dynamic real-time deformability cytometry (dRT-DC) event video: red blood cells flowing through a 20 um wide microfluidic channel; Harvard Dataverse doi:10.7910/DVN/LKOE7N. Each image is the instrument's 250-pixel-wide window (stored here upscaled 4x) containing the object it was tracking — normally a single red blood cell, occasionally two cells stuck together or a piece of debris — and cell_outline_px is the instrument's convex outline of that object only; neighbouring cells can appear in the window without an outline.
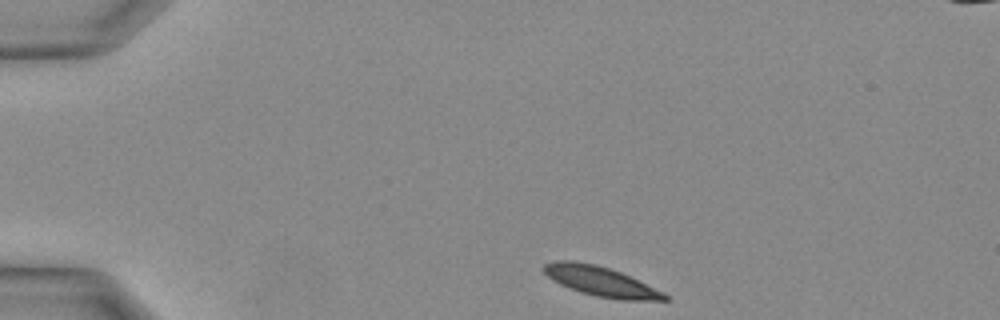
{"species": "Egyptian fruit bat (a non-hibernating species)", "species_latin": "Rousettus aegyptiacus", "temperature_condition": "warm", "stored_images_in_passage": 28, "camera_frame_rate_fps": 3000, "um_per_image_px": 0.085, "animal": {"sex": "female"}, "frame": {"image": 1, "passage_image": 1, "time_ms": 0.0, "image_size_px": [1000, 320], "cell_outline_px": [[668, 300], [624, 300], [596, 296], [580, 292], [560, 284], [548, 276], [540, 268], [544, 264], [552, 260], [572, 260], [596, 264], [620, 272], [664, 292], [668, 296]], "centroid_in_image_um": [51.02, 23.9], "position_along_channel_um": 34.0, "area_um2": 20.81}}
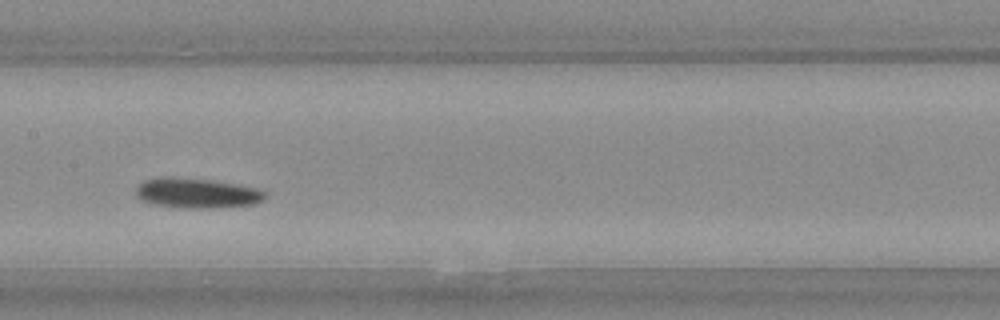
{"frame": {"image": 2, "passage_image": 12, "time_ms": 3.667, "image_size_px": [1000, 320], "cell_outline_px": [[264, 200], [256, 204], [212, 208], [184, 208], [156, 204], [140, 200], [136, 196], [136, 184], [144, 180], [160, 176], [172, 176], [216, 180], [264, 188]], "centroid_in_image_um": [16.75, 16.38], "position_along_channel_um": 190.7, "area_um2": 23.24}}
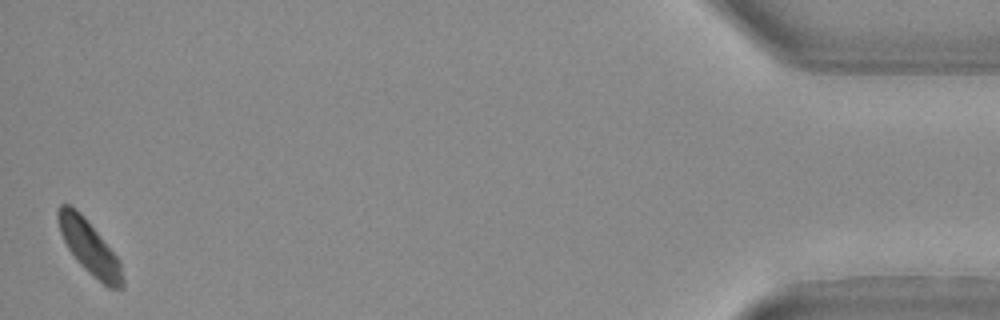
{"frame": {"image": 3, "passage_image": 28, "time_ms": 9.0, "image_size_px": [1000, 320], "cell_outline_px": [[124, 288], [108, 288], [88, 272], [80, 264], [68, 248], [60, 232], [56, 220], [56, 208], [60, 204], [68, 204], [80, 212], [84, 216], [120, 260], [124, 280]], "centroid_in_image_um": [7.59, 21.01], "position_along_channel_um": 427.6, "area_um2": 20.17}}